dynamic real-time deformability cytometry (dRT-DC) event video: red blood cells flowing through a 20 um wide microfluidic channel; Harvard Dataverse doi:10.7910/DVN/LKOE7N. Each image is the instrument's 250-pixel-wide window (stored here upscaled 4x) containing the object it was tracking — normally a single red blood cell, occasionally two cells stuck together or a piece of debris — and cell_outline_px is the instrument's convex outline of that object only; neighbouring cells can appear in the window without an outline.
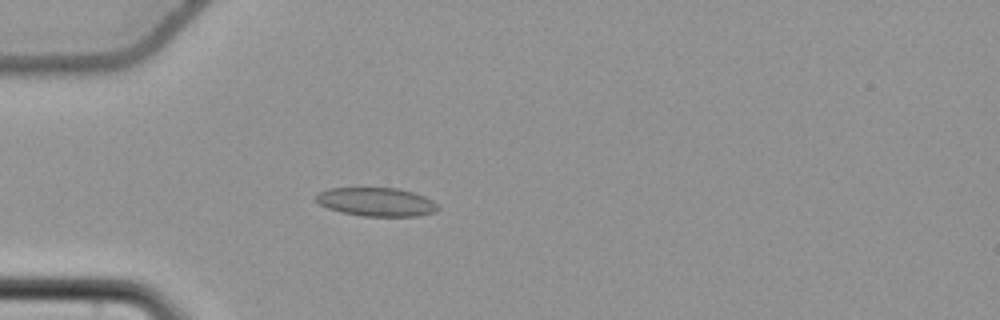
{"species": "common noctule bat (a hibernating species)", "species_latin": "Nyctalus noctula", "temperature_condition": "cold", "stored_images_in_passage": 28, "camera_frame_rate_fps": 3000, "um_per_image_px": 0.085, "animal": {"sex": "female", "body_mass_g": 22.7, "forearm_length_mm": 54.2}, "frame": {"image": 1, "passage_image": 18, "time_ms": 5.667, "image_size_px": [1000, 320], "cell_outline_px": [[440, 208], [436, 212], [416, 216], [364, 216], [340, 212], [328, 208], [320, 204], [316, 200], [316, 196], [320, 192], [328, 188], [396, 188], [412, 192], [424, 196], [432, 200]], "centroid_in_image_um": [32.0, 17.17], "position_along_channel_um": 53.0, "area_um2": 20.23}}
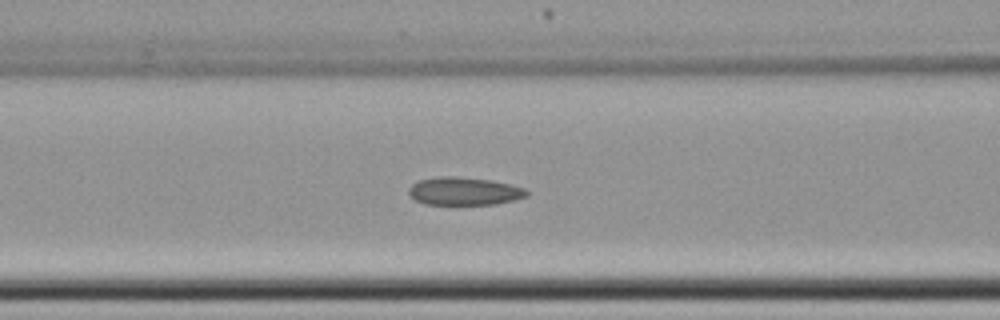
{"frame": {"image": 2, "passage_image": 25, "time_ms": 8.0, "image_size_px": [1000, 320], "cell_outline_px": [[528, 196], [516, 200], [496, 204], [424, 204], [416, 200], [408, 192], [408, 188], [412, 184], [420, 180], [440, 176], [456, 176], [492, 180], [524, 188], [528, 192]], "centroid_in_image_um": [39.47, 16.25], "position_along_channel_um": 127.1, "area_um2": 19.19}}
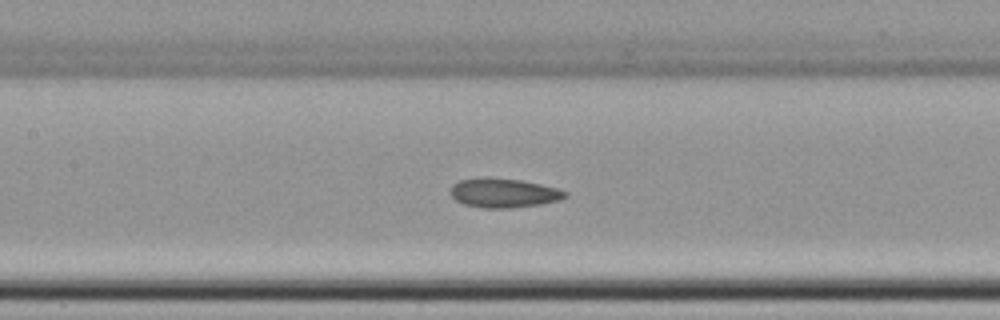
{"frame": {"image": 3, "passage_image": 28, "time_ms": 9.0, "image_size_px": [1000, 320], "cell_outline_px": [[568, 196], [560, 200], [540, 204], [508, 208], [484, 208], [464, 204], [456, 200], [452, 196], [452, 184], [460, 180], [484, 176], [520, 180], [540, 184], [556, 188], [568, 192]], "centroid_in_image_um": [42.82, 16.39], "position_along_channel_um": 164.6, "area_um2": 19.54}}